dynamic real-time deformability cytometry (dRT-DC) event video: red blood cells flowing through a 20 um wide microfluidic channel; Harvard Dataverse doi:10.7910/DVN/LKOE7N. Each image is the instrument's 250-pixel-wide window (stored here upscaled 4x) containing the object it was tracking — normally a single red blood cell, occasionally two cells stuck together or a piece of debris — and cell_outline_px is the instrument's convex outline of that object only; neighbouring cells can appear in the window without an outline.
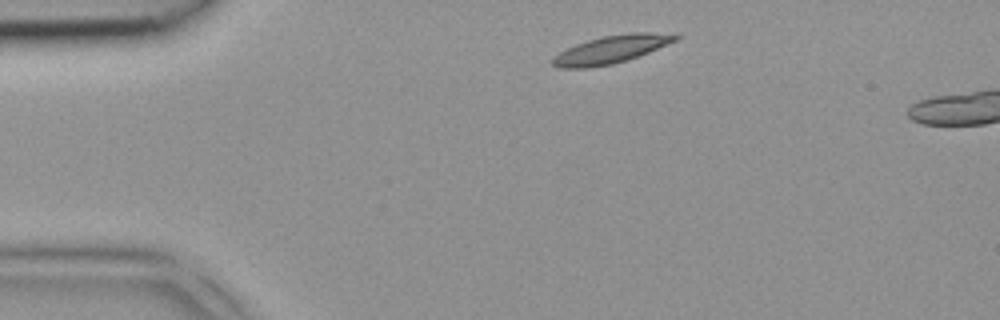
{"species": "common noctule bat (a hibernating species)", "species_latin": "Nyctalus noctula", "temperature_condition": "room temperature", "stored_images_in_passage": 3, "camera_frame_rate_fps": 3000, "um_per_image_px": 0.085, "animal": {"sex": "female", "body_mass_g": 18.4}, "frame": {"image": 1, "passage_image": 1, "time_ms": 0.0, "image_size_px": [1000, 320], "cell_outline_px": [[680, 36], [676, 40], [648, 52], [612, 64], [588, 68], [560, 68], [552, 64], [552, 56], [576, 44], [588, 40], [604, 36], [628, 32], [648, 32]], "centroid_in_image_um": [51.87, 4.2], "position_along_channel_um": 33.1, "area_um2": 19.42}}